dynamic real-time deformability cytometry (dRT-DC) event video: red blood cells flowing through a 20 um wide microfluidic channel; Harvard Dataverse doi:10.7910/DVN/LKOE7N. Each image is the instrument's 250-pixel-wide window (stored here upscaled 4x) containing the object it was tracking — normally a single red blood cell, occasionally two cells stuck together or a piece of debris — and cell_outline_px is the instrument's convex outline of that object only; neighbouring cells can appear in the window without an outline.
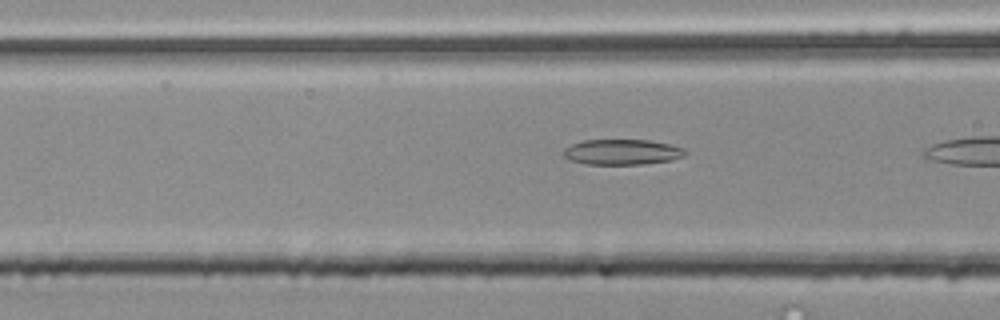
{"species": "common noctule bat (a hibernating species)", "species_latin": "Nyctalus noctula", "temperature_condition": "room temperature", "stored_images_in_passage": 22, "camera_frame_rate_fps": 3000, "um_per_image_px": 0.085, "animal": {"sex": "male", "body_mass_g": 20.4}, "frame": {"image": 1, "passage_image": 20, "time_ms": 6.333, "image_size_px": [1000, 320], "cell_outline_px": [[688, 152], [684, 156], [672, 160], [644, 164], [584, 164], [568, 160], [564, 156], [564, 148], [572, 144], [584, 140], [648, 140], [668, 144], [684, 148]], "centroid_in_image_um": [52.88, 12.93], "position_along_channel_um": 113.7, "area_um2": 18.09}}